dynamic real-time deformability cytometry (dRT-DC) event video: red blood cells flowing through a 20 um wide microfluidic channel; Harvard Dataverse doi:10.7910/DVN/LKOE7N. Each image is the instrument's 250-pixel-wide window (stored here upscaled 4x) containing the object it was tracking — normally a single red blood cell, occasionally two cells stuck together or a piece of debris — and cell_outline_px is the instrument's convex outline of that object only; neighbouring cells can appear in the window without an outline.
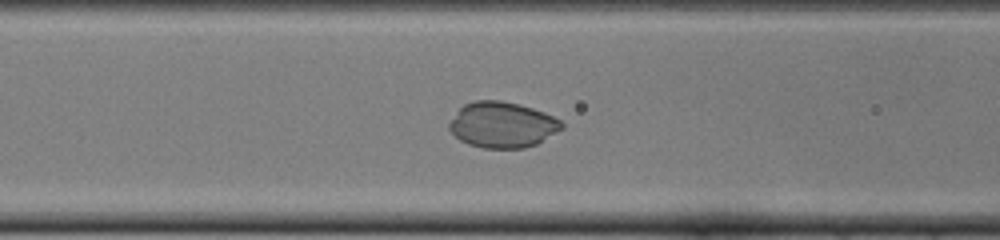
{"species": "common noctule bat (a hibernating species)", "species_latin": "Nyctalus noctula", "temperature_condition": "cold", "stored_images_in_passage": 38, "camera_frame_rate_fps": 3000, "um_per_image_px": 0.085, "animal": {"sex": "female", "body_mass_g": 22.0, "forearm_length_mm": 56.7}, "frame": {"image": 1, "passage_image": 7, "time_ms": 2.0, "image_size_px": [1000, 240], "cell_outline_px": [[564, 128], [536, 144], [524, 148], [484, 148], [468, 144], [460, 140], [448, 128], [448, 124], [460, 108], [464, 104], [472, 100], [500, 100], [532, 108], [544, 112], [560, 120], [564, 124]], "centroid_in_image_um": [42.69, 10.61], "position_along_channel_um": 123.9, "area_um2": 29.88}}
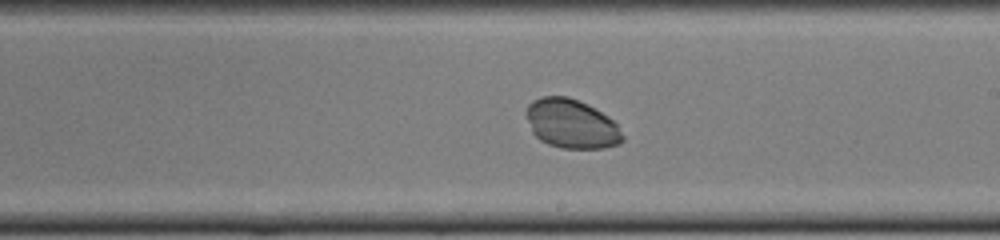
{"frame": {"image": 2, "passage_image": 16, "time_ms": 5.0, "image_size_px": [1000, 240], "cell_outline_px": [[624, 140], [620, 144], [604, 148], [560, 148], [548, 144], [540, 140], [532, 132], [524, 112], [528, 104], [532, 100], [540, 96], [568, 96], [588, 104], [608, 116], [616, 124], [624, 136]], "centroid_in_image_um": [48.55, 10.51], "position_along_channel_um": 240.4, "area_um2": 27.86}}
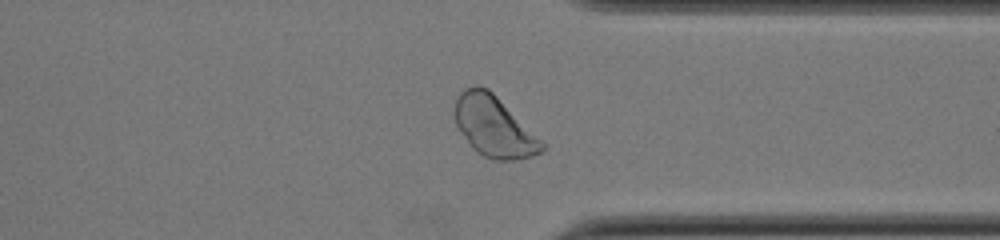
{"frame": {"image": 3, "passage_image": 26, "time_ms": 8.333, "image_size_px": [1000, 240], "cell_outline_px": [[544, 152], [532, 156], [516, 160], [492, 160], [476, 152], [472, 148], [460, 132], [456, 124], [452, 108], [460, 92], [464, 88], [476, 84], [488, 88], [544, 144]], "centroid_in_image_um": [41.92, 10.75], "position_along_channel_um": 369.5, "area_um2": 30.69}, "authors_computed_cell_mechanics": {"area_um2": 29.8826, "velocity_mm_per_s": 3.8963, "shape_relaxation_time_tau1_ms": 2.4066, "shape_relaxation_time_tau2_ms": null, "deformation_change_tau1": 0.1177, "deformation_change_tau2": null}}